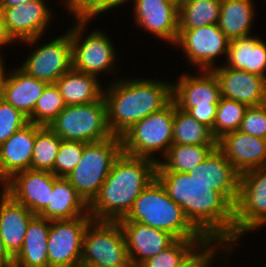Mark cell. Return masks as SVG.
I'll list each match as a JSON object with an SVG mask.
<instances>
[{"label": "cell", "instance_id": "cell-1", "mask_svg": "<svg viewBox=\"0 0 266 267\" xmlns=\"http://www.w3.org/2000/svg\"><path fill=\"white\" fill-rule=\"evenodd\" d=\"M156 178L209 243L234 248V206L220 192L186 172L156 171Z\"/></svg>", "mask_w": 266, "mask_h": 267}, {"label": "cell", "instance_id": "cell-2", "mask_svg": "<svg viewBox=\"0 0 266 267\" xmlns=\"http://www.w3.org/2000/svg\"><path fill=\"white\" fill-rule=\"evenodd\" d=\"M146 77H119L104 87L107 121L121 137L136 122L166 107L172 100V81Z\"/></svg>", "mask_w": 266, "mask_h": 267}, {"label": "cell", "instance_id": "cell-3", "mask_svg": "<svg viewBox=\"0 0 266 267\" xmlns=\"http://www.w3.org/2000/svg\"><path fill=\"white\" fill-rule=\"evenodd\" d=\"M156 168L151 159L121 153L89 204V215L95 221L124 219L139 194L156 178Z\"/></svg>", "mask_w": 266, "mask_h": 267}, {"label": "cell", "instance_id": "cell-4", "mask_svg": "<svg viewBox=\"0 0 266 267\" xmlns=\"http://www.w3.org/2000/svg\"><path fill=\"white\" fill-rule=\"evenodd\" d=\"M119 221L139 222L164 230L176 239H205L187 220L182 208L155 178L134 201L127 216Z\"/></svg>", "mask_w": 266, "mask_h": 267}, {"label": "cell", "instance_id": "cell-5", "mask_svg": "<svg viewBox=\"0 0 266 267\" xmlns=\"http://www.w3.org/2000/svg\"><path fill=\"white\" fill-rule=\"evenodd\" d=\"M69 27L72 44L73 69L100 78V75L113 74L119 78V55L109 33L100 28L89 29L90 21H72ZM88 27V28H87ZM86 34H85V33ZM118 56V57H117ZM99 75V76H98ZM118 75V77H117Z\"/></svg>", "mask_w": 266, "mask_h": 267}, {"label": "cell", "instance_id": "cell-6", "mask_svg": "<svg viewBox=\"0 0 266 267\" xmlns=\"http://www.w3.org/2000/svg\"><path fill=\"white\" fill-rule=\"evenodd\" d=\"M173 120L172 100L163 109L136 122L121 136L122 153L159 163L172 146Z\"/></svg>", "mask_w": 266, "mask_h": 267}, {"label": "cell", "instance_id": "cell-7", "mask_svg": "<svg viewBox=\"0 0 266 267\" xmlns=\"http://www.w3.org/2000/svg\"><path fill=\"white\" fill-rule=\"evenodd\" d=\"M195 72H181L172 82V98L179 109L212 130L221 98L219 83L212 71Z\"/></svg>", "mask_w": 266, "mask_h": 267}, {"label": "cell", "instance_id": "cell-8", "mask_svg": "<svg viewBox=\"0 0 266 267\" xmlns=\"http://www.w3.org/2000/svg\"><path fill=\"white\" fill-rule=\"evenodd\" d=\"M122 153L121 137L86 143L79 164L66 179L89 205L109 175L114 161Z\"/></svg>", "mask_w": 266, "mask_h": 267}, {"label": "cell", "instance_id": "cell-9", "mask_svg": "<svg viewBox=\"0 0 266 267\" xmlns=\"http://www.w3.org/2000/svg\"><path fill=\"white\" fill-rule=\"evenodd\" d=\"M48 127L67 141L91 143L113 136L104 98L88 104L67 105Z\"/></svg>", "mask_w": 266, "mask_h": 267}, {"label": "cell", "instance_id": "cell-10", "mask_svg": "<svg viewBox=\"0 0 266 267\" xmlns=\"http://www.w3.org/2000/svg\"><path fill=\"white\" fill-rule=\"evenodd\" d=\"M42 39V36H38L17 43L32 49L25 57V61L18 67L38 80L54 84L62 75L73 68L69 28L62 35L54 36V39L51 38V40L48 39V42H41Z\"/></svg>", "mask_w": 266, "mask_h": 267}, {"label": "cell", "instance_id": "cell-11", "mask_svg": "<svg viewBox=\"0 0 266 267\" xmlns=\"http://www.w3.org/2000/svg\"><path fill=\"white\" fill-rule=\"evenodd\" d=\"M266 227V167L240 174L234 205V248L244 235Z\"/></svg>", "mask_w": 266, "mask_h": 267}, {"label": "cell", "instance_id": "cell-12", "mask_svg": "<svg viewBox=\"0 0 266 267\" xmlns=\"http://www.w3.org/2000/svg\"><path fill=\"white\" fill-rule=\"evenodd\" d=\"M130 261L118 222L92 220L86 227L80 267H112Z\"/></svg>", "mask_w": 266, "mask_h": 267}, {"label": "cell", "instance_id": "cell-13", "mask_svg": "<svg viewBox=\"0 0 266 267\" xmlns=\"http://www.w3.org/2000/svg\"><path fill=\"white\" fill-rule=\"evenodd\" d=\"M229 43L230 39L220 30L218 24H213L196 29H183L178 34L173 48L182 50V55L189 62L188 66L189 64L192 68L195 66L197 71H211L224 65ZM220 57L222 60L225 58L221 64L218 61Z\"/></svg>", "mask_w": 266, "mask_h": 267}, {"label": "cell", "instance_id": "cell-14", "mask_svg": "<svg viewBox=\"0 0 266 267\" xmlns=\"http://www.w3.org/2000/svg\"><path fill=\"white\" fill-rule=\"evenodd\" d=\"M91 216L52 220L47 241L48 267H80L83 238Z\"/></svg>", "mask_w": 266, "mask_h": 267}, {"label": "cell", "instance_id": "cell-15", "mask_svg": "<svg viewBox=\"0 0 266 267\" xmlns=\"http://www.w3.org/2000/svg\"><path fill=\"white\" fill-rule=\"evenodd\" d=\"M128 0L137 27L172 47L178 38L179 6L166 0Z\"/></svg>", "mask_w": 266, "mask_h": 267}, {"label": "cell", "instance_id": "cell-16", "mask_svg": "<svg viewBox=\"0 0 266 267\" xmlns=\"http://www.w3.org/2000/svg\"><path fill=\"white\" fill-rule=\"evenodd\" d=\"M47 1L34 0L12 8H0L7 32L16 43L38 36L44 38L48 33L55 14L48 4L52 2Z\"/></svg>", "mask_w": 266, "mask_h": 267}, {"label": "cell", "instance_id": "cell-17", "mask_svg": "<svg viewBox=\"0 0 266 267\" xmlns=\"http://www.w3.org/2000/svg\"><path fill=\"white\" fill-rule=\"evenodd\" d=\"M55 178L52 172L28 169L9 179L4 191L34 215H39L50 204Z\"/></svg>", "mask_w": 266, "mask_h": 267}, {"label": "cell", "instance_id": "cell-18", "mask_svg": "<svg viewBox=\"0 0 266 267\" xmlns=\"http://www.w3.org/2000/svg\"><path fill=\"white\" fill-rule=\"evenodd\" d=\"M219 83L221 97L250 106L266 103V78L224 65L211 70Z\"/></svg>", "mask_w": 266, "mask_h": 267}, {"label": "cell", "instance_id": "cell-19", "mask_svg": "<svg viewBox=\"0 0 266 267\" xmlns=\"http://www.w3.org/2000/svg\"><path fill=\"white\" fill-rule=\"evenodd\" d=\"M189 175L208 185V188L220 192L233 206L235 205L239 193L240 173L218 147L192 169Z\"/></svg>", "mask_w": 266, "mask_h": 267}, {"label": "cell", "instance_id": "cell-20", "mask_svg": "<svg viewBox=\"0 0 266 267\" xmlns=\"http://www.w3.org/2000/svg\"><path fill=\"white\" fill-rule=\"evenodd\" d=\"M7 68L5 62L0 63L1 98L28 117L48 83L26 74L17 65L10 72Z\"/></svg>", "mask_w": 266, "mask_h": 267}, {"label": "cell", "instance_id": "cell-21", "mask_svg": "<svg viewBox=\"0 0 266 267\" xmlns=\"http://www.w3.org/2000/svg\"><path fill=\"white\" fill-rule=\"evenodd\" d=\"M217 147L241 174L266 167V139L236 130L217 141Z\"/></svg>", "mask_w": 266, "mask_h": 267}, {"label": "cell", "instance_id": "cell-22", "mask_svg": "<svg viewBox=\"0 0 266 267\" xmlns=\"http://www.w3.org/2000/svg\"><path fill=\"white\" fill-rule=\"evenodd\" d=\"M118 223L124 233L130 261L137 266L157 255L176 240L167 231L139 222L118 221Z\"/></svg>", "mask_w": 266, "mask_h": 267}, {"label": "cell", "instance_id": "cell-23", "mask_svg": "<svg viewBox=\"0 0 266 267\" xmlns=\"http://www.w3.org/2000/svg\"><path fill=\"white\" fill-rule=\"evenodd\" d=\"M37 125L28 123L0 145V178L6 183L16 173L31 169Z\"/></svg>", "mask_w": 266, "mask_h": 267}, {"label": "cell", "instance_id": "cell-24", "mask_svg": "<svg viewBox=\"0 0 266 267\" xmlns=\"http://www.w3.org/2000/svg\"><path fill=\"white\" fill-rule=\"evenodd\" d=\"M34 216L27 207L0 190V236L13 258L20 252L28 224Z\"/></svg>", "mask_w": 266, "mask_h": 267}, {"label": "cell", "instance_id": "cell-25", "mask_svg": "<svg viewBox=\"0 0 266 267\" xmlns=\"http://www.w3.org/2000/svg\"><path fill=\"white\" fill-rule=\"evenodd\" d=\"M52 220H71L89 215V205L65 177H56L50 204L38 215Z\"/></svg>", "mask_w": 266, "mask_h": 267}, {"label": "cell", "instance_id": "cell-26", "mask_svg": "<svg viewBox=\"0 0 266 267\" xmlns=\"http://www.w3.org/2000/svg\"><path fill=\"white\" fill-rule=\"evenodd\" d=\"M224 66L266 78V41L258 34L230 40Z\"/></svg>", "mask_w": 266, "mask_h": 267}, {"label": "cell", "instance_id": "cell-27", "mask_svg": "<svg viewBox=\"0 0 266 267\" xmlns=\"http://www.w3.org/2000/svg\"><path fill=\"white\" fill-rule=\"evenodd\" d=\"M50 221L35 215L28 224L23 246L13 267H48L47 241Z\"/></svg>", "mask_w": 266, "mask_h": 267}, {"label": "cell", "instance_id": "cell-28", "mask_svg": "<svg viewBox=\"0 0 266 267\" xmlns=\"http://www.w3.org/2000/svg\"><path fill=\"white\" fill-rule=\"evenodd\" d=\"M101 78L71 69L54 84L66 105L88 104L103 98Z\"/></svg>", "mask_w": 266, "mask_h": 267}, {"label": "cell", "instance_id": "cell-29", "mask_svg": "<svg viewBox=\"0 0 266 267\" xmlns=\"http://www.w3.org/2000/svg\"><path fill=\"white\" fill-rule=\"evenodd\" d=\"M254 0H222L218 26L230 39L252 35L256 15Z\"/></svg>", "mask_w": 266, "mask_h": 267}, {"label": "cell", "instance_id": "cell-30", "mask_svg": "<svg viewBox=\"0 0 266 267\" xmlns=\"http://www.w3.org/2000/svg\"><path fill=\"white\" fill-rule=\"evenodd\" d=\"M209 244L206 239H176L139 267H186Z\"/></svg>", "mask_w": 266, "mask_h": 267}, {"label": "cell", "instance_id": "cell-31", "mask_svg": "<svg viewBox=\"0 0 266 267\" xmlns=\"http://www.w3.org/2000/svg\"><path fill=\"white\" fill-rule=\"evenodd\" d=\"M172 145H217L211 129L174 103Z\"/></svg>", "mask_w": 266, "mask_h": 267}, {"label": "cell", "instance_id": "cell-32", "mask_svg": "<svg viewBox=\"0 0 266 267\" xmlns=\"http://www.w3.org/2000/svg\"><path fill=\"white\" fill-rule=\"evenodd\" d=\"M216 147L217 145H172L157 163L156 171L189 173Z\"/></svg>", "mask_w": 266, "mask_h": 267}, {"label": "cell", "instance_id": "cell-33", "mask_svg": "<svg viewBox=\"0 0 266 267\" xmlns=\"http://www.w3.org/2000/svg\"><path fill=\"white\" fill-rule=\"evenodd\" d=\"M222 0H185L180 2L178 32L218 24Z\"/></svg>", "mask_w": 266, "mask_h": 267}, {"label": "cell", "instance_id": "cell-34", "mask_svg": "<svg viewBox=\"0 0 266 267\" xmlns=\"http://www.w3.org/2000/svg\"><path fill=\"white\" fill-rule=\"evenodd\" d=\"M61 140L48 126L37 125L31 169L53 173Z\"/></svg>", "mask_w": 266, "mask_h": 267}, {"label": "cell", "instance_id": "cell-35", "mask_svg": "<svg viewBox=\"0 0 266 267\" xmlns=\"http://www.w3.org/2000/svg\"><path fill=\"white\" fill-rule=\"evenodd\" d=\"M247 108L246 104L221 97L211 130L214 138L218 141L224 135L239 130Z\"/></svg>", "mask_w": 266, "mask_h": 267}, {"label": "cell", "instance_id": "cell-36", "mask_svg": "<svg viewBox=\"0 0 266 267\" xmlns=\"http://www.w3.org/2000/svg\"><path fill=\"white\" fill-rule=\"evenodd\" d=\"M60 5L67 10L72 20L75 21H90L99 15L104 16L112 9H117L120 6H127L128 0H58ZM104 13V14H103ZM97 16V17H96Z\"/></svg>", "mask_w": 266, "mask_h": 267}, {"label": "cell", "instance_id": "cell-37", "mask_svg": "<svg viewBox=\"0 0 266 267\" xmlns=\"http://www.w3.org/2000/svg\"><path fill=\"white\" fill-rule=\"evenodd\" d=\"M55 84H48L36 102L33 112L27 117L30 123L48 126L66 107Z\"/></svg>", "mask_w": 266, "mask_h": 267}, {"label": "cell", "instance_id": "cell-38", "mask_svg": "<svg viewBox=\"0 0 266 267\" xmlns=\"http://www.w3.org/2000/svg\"><path fill=\"white\" fill-rule=\"evenodd\" d=\"M86 143L61 140L55 159L53 174L56 177H67L81 161Z\"/></svg>", "mask_w": 266, "mask_h": 267}, {"label": "cell", "instance_id": "cell-39", "mask_svg": "<svg viewBox=\"0 0 266 267\" xmlns=\"http://www.w3.org/2000/svg\"><path fill=\"white\" fill-rule=\"evenodd\" d=\"M28 123L25 114L4 99H0V145Z\"/></svg>", "mask_w": 266, "mask_h": 267}, {"label": "cell", "instance_id": "cell-40", "mask_svg": "<svg viewBox=\"0 0 266 267\" xmlns=\"http://www.w3.org/2000/svg\"><path fill=\"white\" fill-rule=\"evenodd\" d=\"M239 130L266 139V103L248 107Z\"/></svg>", "mask_w": 266, "mask_h": 267}, {"label": "cell", "instance_id": "cell-41", "mask_svg": "<svg viewBox=\"0 0 266 267\" xmlns=\"http://www.w3.org/2000/svg\"><path fill=\"white\" fill-rule=\"evenodd\" d=\"M234 250L236 249L223 248L217 244L210 243L186 267H215V265L217 267V263L221 260L225 265L224 267L226 266L229 267L228 266L229 265L228 262L230 261L229 258L232 256L231 253Z\"/></svg>", "mask_w": 266, "mask_h": 267}, {"label": "cell", "instance_id": "cell-42", "mask_svg": "<svg viewBox=\"0 0 266 267\" xmlns=\"http://www.w3.org/2000/svg\"><path fill=\"white\" fill-rule=\"evenodd\" d=\"M15 46L14 44H17L12 37L8 34L5 22L3 21V18L1 16V10H0V63L5 62L4 54H2V51L4 50L5 46L8 45ZM3 47V48H2Z\"/></svg>", "mask_w": 266, "mask_h": 267}, {"label": "cell", "instance_id": "cell-43", "mask_svg": "<svg viewBox=\"0 0 266 267\" xmlns=\"http://www.w3.org/2000/svg\"><path fill=\"white\" fill-rule=\"evenodd\" d=\"M0 264L4 267H13L14 258L6 250L3 240L0 236Z\"/></svg>", "mask_w": 266, "mask_h": 267}, {"label": "cell", "instance_id": "cell-44", "mask_svg": "<svg viewBox=\"0 0 266 267\" xmlns=\"http://www.w3.org/2000/svg\"><path fill=\"white\" fill-rule=\"evenodd\" d=\"M34 0H0V8H12Z\"/></svg>", "mask_w": 266, "mask_h": 267}, {"label": "cell", "instance_id": "cell-45", "mask_svg": "<svg viewBox=\"0 0 266 267\" xmlns=\"http://www.w3.org/2000/svg\"><path fill=\"white\" fill-rule=\"evenodd\" d=\"M112 267H139V266L134 265L131 261H129L127 264L118 265V266H112Z\"/></svg>", "mask_w": 266, "mask_h": 267}, {"label": "cell", "instance_id": "cell-46", "mask_svg": "<svg viewBox=\"0 0 266 267\" xmlns=\"http://www.w3.org/2000/svg\"><path fill=\"white\" fill-rule=\"evenodd\" d=\"M0 190H4V188H5V183L1 180V178H0Z\"/></svg>", "mask_w": 266, "mask_h": 267}, {"label": "cell", "instance_id": "cell-47", "mask_svg": "<svg viewBox=\"0 0 266 267\" xmlns=\"http://www.w3.org/2000/svg\"><path fill=\"white\" fill-rule=\"evenodd\" d=\"M166 1H169V2L175 3L176 5H178V6H179V0H166Z\"/></svg>", "mask_w": 266, "mask_h": 267}]
</instances>
